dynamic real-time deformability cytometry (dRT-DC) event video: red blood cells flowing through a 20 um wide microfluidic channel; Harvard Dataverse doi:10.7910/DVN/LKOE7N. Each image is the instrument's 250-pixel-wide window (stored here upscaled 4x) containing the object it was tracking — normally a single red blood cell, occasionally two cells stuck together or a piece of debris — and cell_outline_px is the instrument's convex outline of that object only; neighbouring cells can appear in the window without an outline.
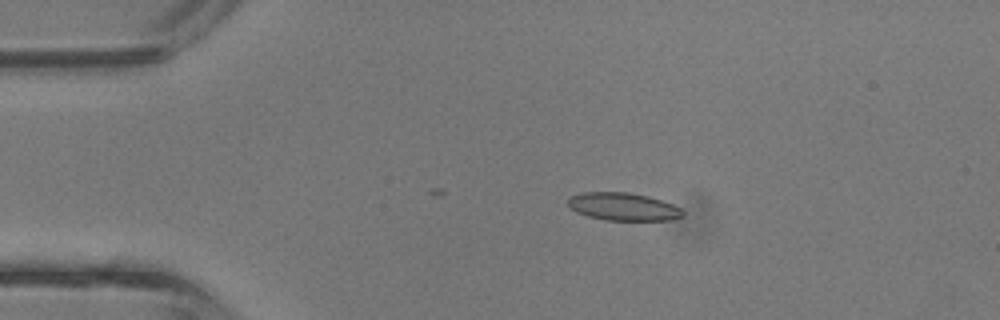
{"species": "common noctule bat (a hibernating species)", "species_latin": "Nyctalus noctula", "temperature_condition": "room temperature", "stored_images_in_passage": 4, "camera_frame_rate_fps": 3000, "um_per_image_px": 0.085, "animal": {"sex": "male", "body_mass_g": 13.3}, "frame": {"image": 1, "passage_image": 3, "time_ms": 0.667, "image_size_px": [1000, 320], "cell_outline_px": [[684, 216], [672, 220], [604, 220], [588, 216], [576, 212], [568, 204], [568, 196], [584, 192], [628, 192], [648, 196], [672, 204], [680, 208], [684, 212]], "centroid_in_image_um": [52.97, 17.56], "position_along_channel_um": 32.0, "area_um2": 18.61}}